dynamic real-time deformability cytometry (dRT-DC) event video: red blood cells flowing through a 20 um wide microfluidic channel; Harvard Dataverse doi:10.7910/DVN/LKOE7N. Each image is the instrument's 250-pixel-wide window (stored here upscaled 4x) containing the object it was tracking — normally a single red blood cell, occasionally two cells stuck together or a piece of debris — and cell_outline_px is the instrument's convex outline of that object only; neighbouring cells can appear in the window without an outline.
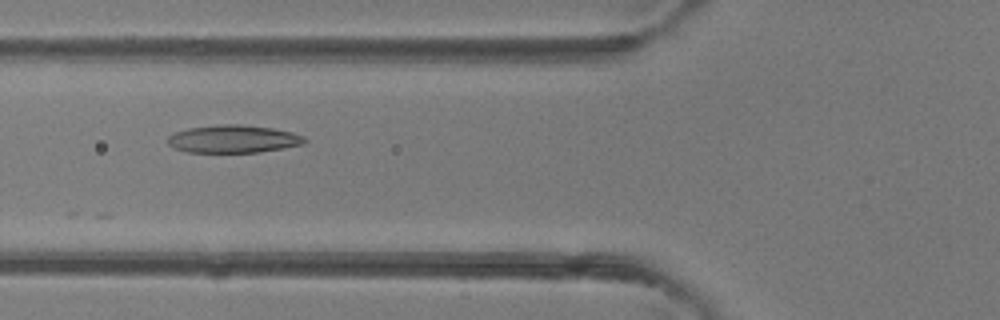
{"species": "common noctule bat (a hibernating species)", "species_latin": "Nyctalus noctula", "temperature_condition": "room temperature", "stored_images_in_passage": 5, "camera_frame_rate_fps": 3000, "um_per_image_px": 0.085, "animal": {"sex": "female"}, "frame": {"image": 1, "passage_image": 4, "time_ms": 3.667, "image_size_px": [1000, 320], "cell_outline_px": [[308, 140], [304, 144], [284, 148], [260, 152], [188, 152], [176, 148], [168, 144], [168, 136], [176, 132], [188, 128], [220, 124], [240, 124], [272, 128], [292, 132], [304, 136]], "centroid_in_image_um": [19.87, 11.81], "position_along_channel_um": 105.9, "area_um2": 22.14}}
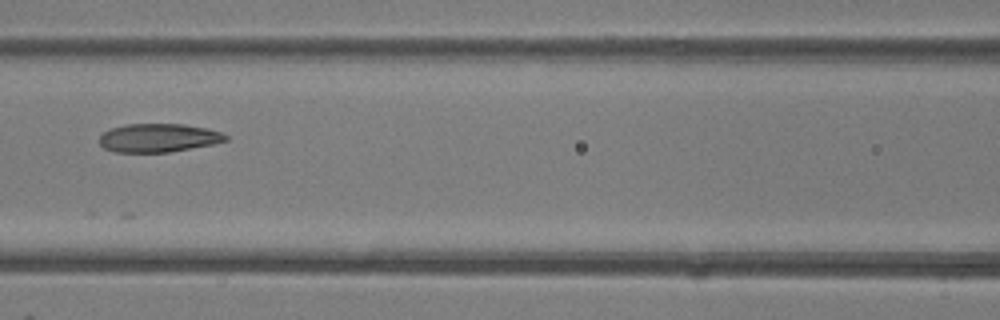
{"frame": {"image": 2, "passage_image": 5, "time_ms": 4.667, "image_size_px": [1000, 320], "cell_outline_px": [[228, 140], [212, 144], [168, 152], [116, 152], [104, 148], [100, 144], [100, 136], [104, 132], [112, 128], [128, 124], [184, 124], [208, 128], [220, 132], [228, 136]], "centroid_in_image_um": [13.48, 11.71], "position_along_channel_um": 153.1, "area_um2": 20.81}}